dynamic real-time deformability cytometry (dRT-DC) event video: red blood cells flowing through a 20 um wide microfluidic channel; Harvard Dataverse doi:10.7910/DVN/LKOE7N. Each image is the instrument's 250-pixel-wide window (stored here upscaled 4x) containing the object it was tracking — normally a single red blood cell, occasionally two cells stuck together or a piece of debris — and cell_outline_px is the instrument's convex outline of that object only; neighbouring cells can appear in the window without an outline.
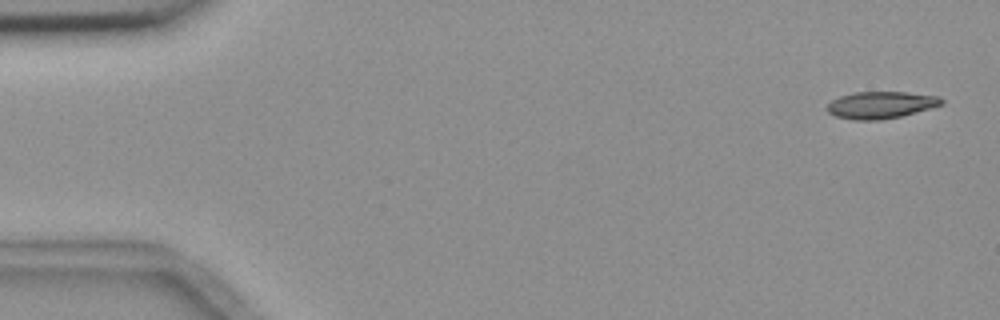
{"species": "common noctule bat (a hibernating species)", "species_latin": "Nyctalus noctula", "temperature_condition": "room temperature", "stored_images_in_passage": 6, "camera_frame_rate_fps": 3000, "um_per_image_px": 0.085, "animal": {"sex": "female", "body_mass_g": 18.4}, "frame": {"image": 1, "passage_image": 1, "time_ms": 0.0, "image_size_px": [1000, 320], "cell_outline_px": [[944, 104], [900, 116], [880, 120], [852, 120], [836, 116], [828, 112], [828, 104], [832, 100], [840, 96], [856, 92], [908, 92], [940, 96], [944, 100]], "centroid_in_image_um": [74.89, 8.91], "position_along_channel_um": 10.1, "area_um2": 17.92}}
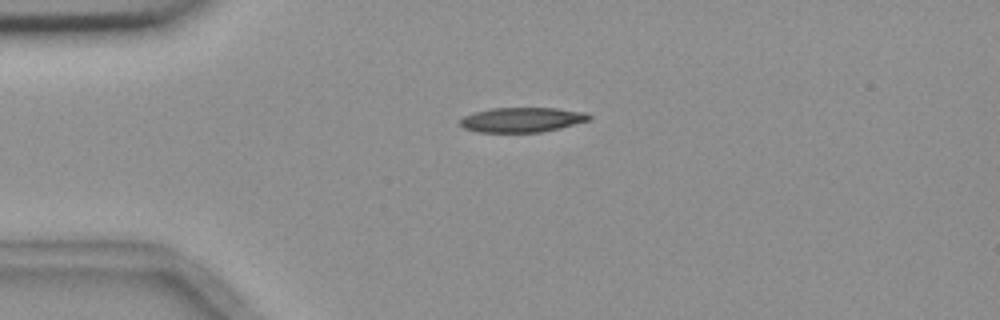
{"frame": {"image": 2, "passage_image": 4, "time_ms": 3.667, "image_size_px": [1000, 320], "cell_outline_px": [[592, 116], [588, 120], [560, 128], [540, 132], [476, 132], [464, 128], [460, 124], [460, 120], [464, 116], [472, 112], [492, 108], [556, 108], [588, 112]], "centroid_in_image_um": [44.36, 10.17], "position_along_channel_um": 40.6, "area_um2": 18.67}}